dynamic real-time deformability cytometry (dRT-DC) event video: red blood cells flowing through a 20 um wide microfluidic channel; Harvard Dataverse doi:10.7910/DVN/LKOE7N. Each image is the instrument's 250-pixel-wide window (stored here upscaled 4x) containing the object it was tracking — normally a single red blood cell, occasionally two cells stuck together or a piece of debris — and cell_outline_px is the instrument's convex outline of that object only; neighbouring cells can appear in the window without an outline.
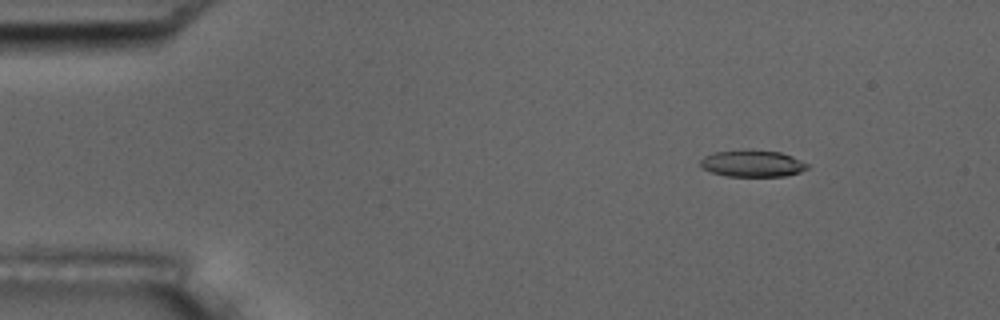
{"species": "common noctule bat (a hibernating species)", "species_latin": "Nyctalus noctula", "temperature_condition": "room temperature", "stored_images_in_passage": 8, "camera_frame_rate_fps": 3000, "um_per_image_px": 0.085, "animal": {"sex": "male", "body_mass_g": 17.5, "forearm_length_mm": 52.3}, "frame": {"image": 1, "passage_image": 2, "time_ms": 1.0, "image_size_px": [1000, 320], "cell_outline_px": [[808, 168], [800, 172], [784, 176], [728, 176], [712, 172], [704, 168], [700, 164], [700, 160], [704, 156], [712, 152], [780, 152], [792, 156], [808, 164]], "centroid_in_image_um": [63.97, 13.93], "position_along_channel_um": 21.0, "area_um2": 15.9}}
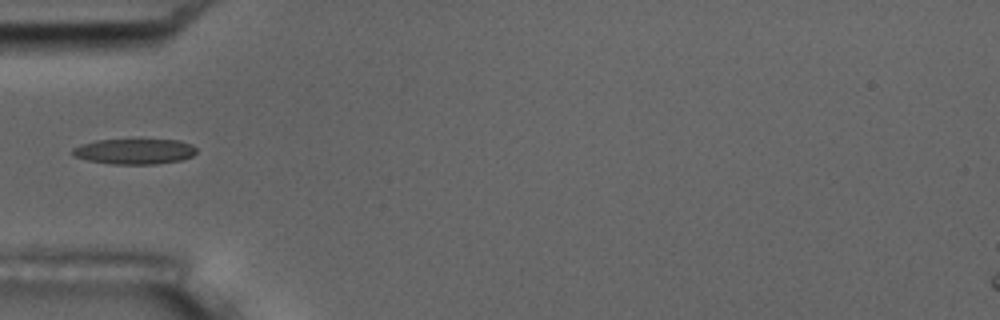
{"frame": {"image": 2, "passage_image": 5, "time_ms": 4.667, "image_size_px": [1000, 320], "cell_outline_px": [[196, 152], [192, 156], [180, 160], [156, 164], [112, 164], [88, 160], [76, 156], [72, 152], [72, 148], [80, 144], [96, 140], [140, 136], [180, 140], [192, 144], [196, 148]], "centroid_in_image_um": [11.47, 12.8], "position_along_channel_um": 73.5, "area_um2": 19.48}}
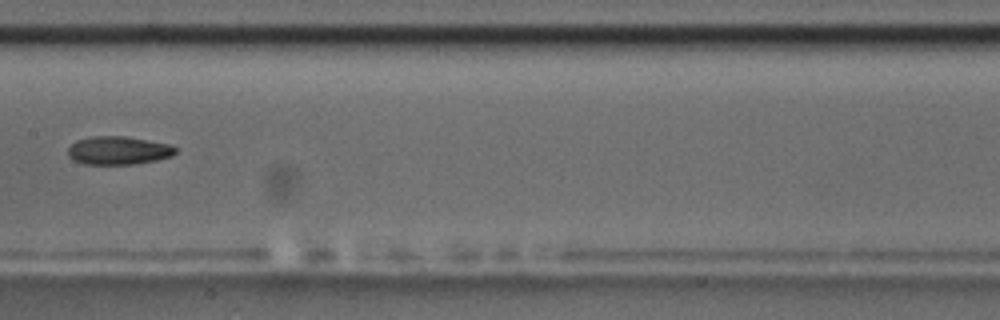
{"frame": {"image": 3, "passage_image": 8, "time_ms": 8.0, "image_size_px": [1000, 320], "cell_outline_px": [[176, 152], [172, 156], [156, 160], [132, 164], [84, 164], [72, 160], [68, 156], [68, 148], [76, 140], [92, 136], [124, 136], [168, 144], [176, 148]], "centroid_in_image_um": [10.02, 12.79], "position_along_channel_um": 197.4, "area_um2": 17.63}}